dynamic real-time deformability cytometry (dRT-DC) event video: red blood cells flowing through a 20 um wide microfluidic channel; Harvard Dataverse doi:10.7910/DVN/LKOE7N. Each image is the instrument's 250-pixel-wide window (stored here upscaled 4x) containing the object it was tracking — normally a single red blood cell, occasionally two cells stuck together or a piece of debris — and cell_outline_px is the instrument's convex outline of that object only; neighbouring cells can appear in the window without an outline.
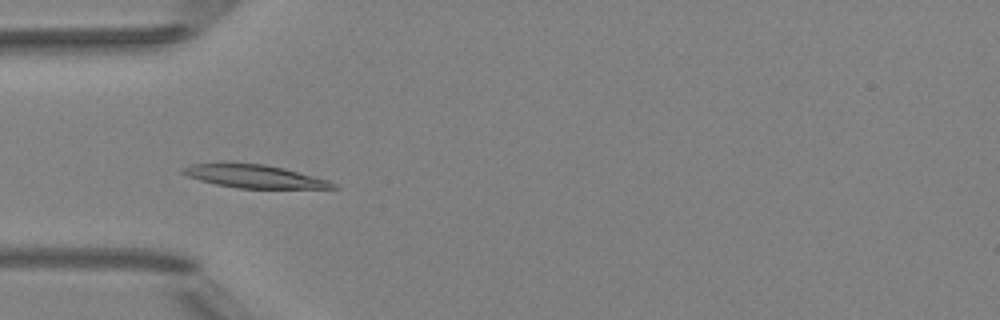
{"species": "Egyptian fruit bat (a non-hibernating species)", "species_latin": "Rousettus aegyptiacus", "temperature_condition": "room temperature", "stored_images_in_passage": 42, "camera_frame_rate_fps": 3000, "um_per_image_px": 0.085, "animal": {"sex": "female"}, "frame": {"image": 1, "passage_image": 10, "time_ms": 3.0, "image_size_px": [1000, 320], "cell_outline_px": [[340, 188], [236, 188], [216, 184], [200, 180], [188, 176], [180, 172], [180, 168], [192, 164], [220, 160], [264, 164], [284, 168], [328, 180], [336, 184]], "centroid_in_image_um": [21.5, 14.94], "position_along_channel_um": 63.5, "area_um2": 20.81}}
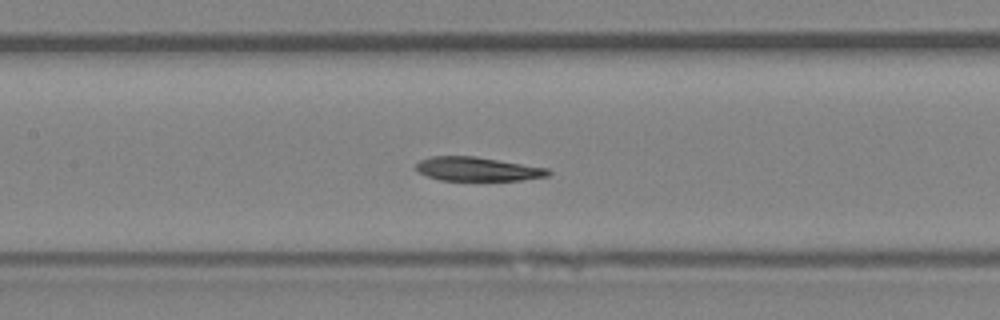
{"frame": {"image": 2, "passage_image": 18, "time_ms": 5.667, "image_size_px": [1000, 320], "cell_outline_px": [[552, 172], [548, 176], [520, 180], [440, 180], [428, 176], [420, 172], [416, 168], [416, 164], [420, 160], [432, 156], [476, 156], [548, 168]], "centroid_in_image_um": [40.61, 14.36], "position_along_channel_um": 166.8, "area_um2": 18.32}}
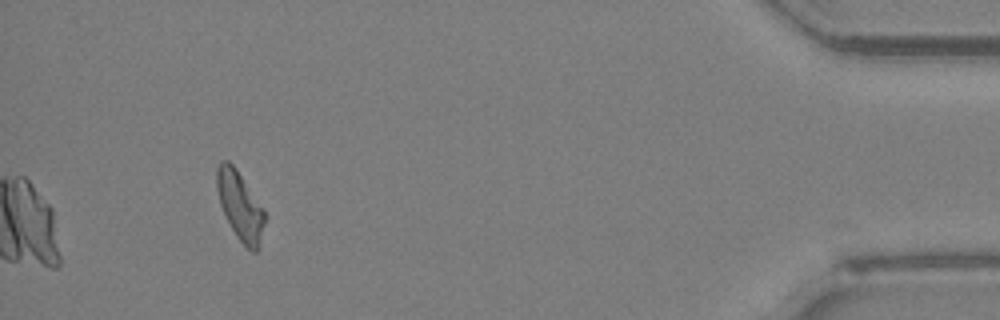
{"frame": {"image": 3, "passage_image": 42, "time_ms": 13.667, "image_size_px": [1000, 320], "cell_outline_px": [[268, 216], [256, 252], [252, 252], [236, 236], [220, 204], [216, 188], [216, 168], [220, 160], [228, 160], [236, 168], [264, 208]], "centroid_in_image_um": [20.42, 17.45], "position_along_channel_um": 414.8, "area_um2": 19.25}, "authors_computed_cell_mechanics": {"area_um2": 20.1722, "velocity_mm_per_s": 3.9398, "shape_relaxation_time_tau1_ms": 7.5684, "shape_relaxation_time_tau2_ms": 9.6401, "deformation_change_tau1": 0.152, "deformation_change_tau2": 0.136}}